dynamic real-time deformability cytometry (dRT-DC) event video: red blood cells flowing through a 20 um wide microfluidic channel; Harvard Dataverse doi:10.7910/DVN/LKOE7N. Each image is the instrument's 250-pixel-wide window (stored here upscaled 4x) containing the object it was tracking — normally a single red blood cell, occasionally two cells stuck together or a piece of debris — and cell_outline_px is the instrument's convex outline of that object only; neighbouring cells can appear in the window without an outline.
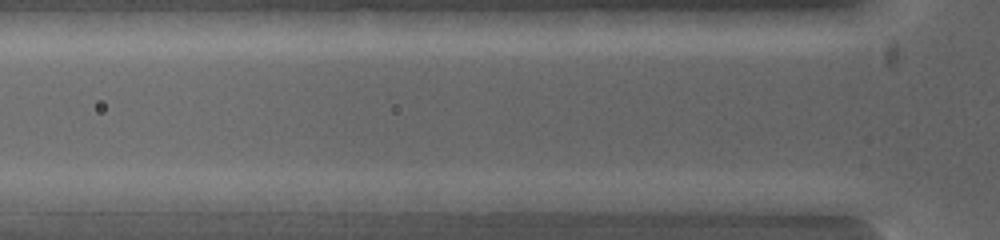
{"species": "common noctule bat (a hibernating species)", "species_latin": "Nyctalus noctula", "temperature_condition": "warm", "stored_images_in_passage": 5, "segment_of_instrument_passage": [2, 2], "camera_frame_rate_fps": 5000, "um_per_image_px": 0.085, "animal": {"sex": "female", "body_mass_g": 19.0, "forearm_length_mm": 53.3}, "frame": {"image": 1, "passage_image": 5, "time_ms": 0.6, "image_size_px": [1000, 240], "cell_outline_px": [[788, 216], [772, 216], [648, 208], [620, 200], [652, 192], [772, 192], [784, 200]], "centroid_in_image_um": [60.75, 17.2], "position_along_channel_um": 65.0, "area_um2": 21.39}}